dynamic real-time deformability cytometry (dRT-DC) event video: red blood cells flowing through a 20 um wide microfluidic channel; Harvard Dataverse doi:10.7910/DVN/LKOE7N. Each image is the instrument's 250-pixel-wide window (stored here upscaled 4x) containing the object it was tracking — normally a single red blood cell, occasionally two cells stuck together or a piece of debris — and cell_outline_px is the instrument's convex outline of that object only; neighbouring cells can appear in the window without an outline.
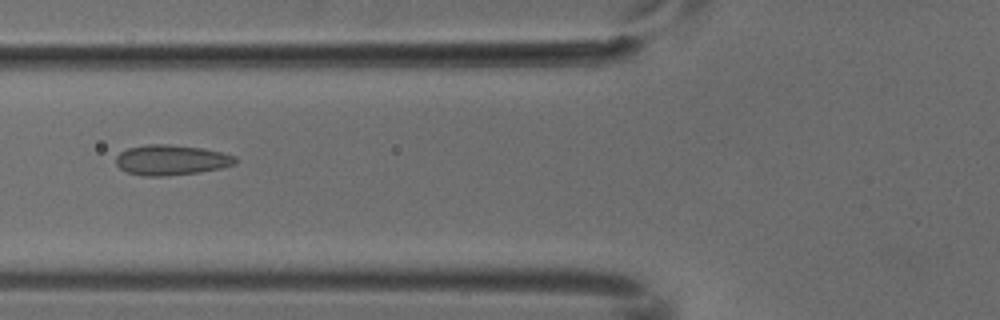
{"species": "common noctule bat (a hibernating species)", "species_latin": "Nyctalus noctula", "temperature_condition": "cold", "stored_images_in_passage": 5, "camera_frame_rate_fps": 3000, "um_per_image_px": 0.085, "animal": {"sex": "male", "body_mass_g": 18.8}, "frame": {"image": 1, "passage_image": 5, "time_ms": 1.333, "image_size_px": [1000, 320], "cell_outline_px": [[236, 164], [220, 168], [200, 172], [164, 176], [144, 176], [128, 172], [120, 168], [116, 164], [116, 156], [120, 152], [128, 148], [148, 144], [168, 144], [204, 148], [236, 156]], "centroid_in_image_um": [14.55, 13.59], "position_along_channel_um": 111.2, "area_um2": 21.04}}